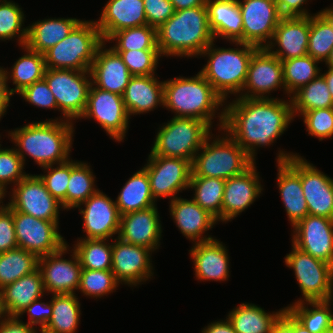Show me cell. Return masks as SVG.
Returning a JSON list of instances; mask_svg holds the SVG:
<instances>
[{"label": "cell", "instance_id": "4", "mask_svg": "<svg viewBox=\"0 0 333 333\" xmlns=\"http://www.w3.org/2000/svg\"><path fill=\"white\" fill-rule=\"evenodd\" d=\"M163 107L175 113V117L195 118L211 128L213 117L226 105L213 86L198 72L194 77H175L164 81Z\"/></svg>", "mask_w": 333, "mask_h": 333}, {"label": "cell", "instance_id": "35", "mask_svg": "<svg viewBox=\"0 0 333 333\" xmlns=\"http://www.w3.org/2000/svg\"><path fill=\"white\" fill-rule=\"evenodd\" d=\"M120 191L115 200L120 215L156 206L144 168L135 172Z\"/></svg>", "mask_w": 333, "mask_h": 333}, {"label": "cell", "instance_id": "15", "mask_svg": "<svg viewBox=\"0 0 333 333\" xmlns=\"http://www.w3.org/2000/svg\"><path fill=\"white\" fill-rule=\"evenodd\" d=\"M243 20V43L266 48L283 17L274 0H238Z\"/></svg>", "mask_w": 333, "mask_h": 333}, {"label": "cell", "instance_id": "39", "mask_svg": "<svg viewBox=\"0 0 333 333\" xmlns=\"http://www.w3.org/2000/svg\"><path fill=\"white\" fill-rule=\"evenodd\" d=\"M309 305L312 308H308ZM330 307L327 301H300L290 304L286 309L311 333H327L333 329V312Z\"/></svg>", "mask_w": 333, "mask_h": 333}, {"label": "cell", "instance_id": "41", "mask_svg": "<svg viewBox=\"0 0 333 333\" xmlns=\"http://www.w3.org/2000/svg\"><path fill=\"white\" fill-rule=\"evenodd\" d=\"M95 175L88 163L70 160V178L67 185L66 209L76 208L99 189L95 188Z\"/></svg>", "mask_w": 333, "mask_h": 333}, {"label": "cell", "instance_id": "56", "mask_svg": "<svg viewBox=\"0 0 333 333\" xmlns=\"http://www.w3.org/2000/svg\"><path fill=\"white\" fill-rule=\"evenodd\" d=\"M40 299L42 298L34 300L30 305L21 311L18 317H21L24 313H27L29 316L27 324L35 328L38 325L40 330H43L52 315V298L51 301H49L50 303L42 302Z\"/></svg>", "mask_w": 333, "mask_h": 333}, {"label": "cell", "instance_id": "34", "mask_svg": "<svg viewBox=\"0 0 333 333\" xmlns=\"http://www.w3.org/2000/svg\"><path fill=\"white\" fill-rule=\"evenodd\" d=\"M285 309L267 313L258 305L242 303L230 311L227 318L236 333H271L273 325Z\"/></svg>", "mask_w": 333, "mask_h": 333}, {"label": "cell", "instance_id": "57", "mask_svg": "<svg viewBox=\"0 0 333 333\" xmlns=\"http://www.w3.org/2000/svg\"><path fill=\"white\" fill-rule=\"evenodd\" d=\"M37 328L24 323L18 316H7L0 321V333H36Z\"/></svg>", "mask_w": 333, "mask_h": 333}, {"label": "cell", "instance_id": "29", "mask_svg": "<svg viewBox=\"0 0 333 333\" xmlns=\"http://www.w3.org/2000/svg\"><path fill=\"white\" fill-rule=\"evenodd\" d=\"M223 242L213 239L196 242L190 251L194 272L200 281H226L229 278V255Z\"/></svg>", "mask_w": 333, "mask_h": 333}, {"label": "cell", "instance_id": "37", "mask_svg": "<svg viewBox=\"0 0 333 333\" xmlns=\"http://www.w3.org/2000/svg\"><path fill=\"white\" fill-rule=\"evenodd\" d=\"M76 294H52V315L43 329L48 333H76L81 310Z\"/></svg>", "mask_w": 333, "mask_h": 333}, {"label": "cell", "instance_id": "32", "mask_svg": "<svg viewBox=\"0 0 333 333\" xmlns=\"http://www.w3.org/2000/svg\"><path fill=\"white\" fill-rule=\"evenodd\" d=\"M82 20L76 18H48L28 26L25 46L44 54L67 37Z\"/></svg>", "mask_w": 333, "mask_h": 333}, {"label": "cell", "instance_id": "63", "mask_svg": "<svg viewBox=\"0 0 333 333\" xmlns=\"http://www.w3.org/2000/svg\"><path fill=\"white\" fill-rule=\"evenodd\" d=\"M327 68H328V70L325 73H321V75L324 77V79L327 83L329 92L331 94V97L333 99V68H331V67H327Z\"/></svg>", "mask_w": 333, "mask_h": 333}, {"label": "cell", "instance_id": "5", "mask_svg": "<svg viewBox=\"0 0 333 333\" xmlns=\"http://www.w3.org/2000/svg\"><path fill=\"white\" fill-rule=\"evenodd\" d=\"M214 42L199 55L208 57L207 64L199 72L226 101L229 93L238 96L242 92L250 59L258 47L241 42H230L240 47L216 48Z\"/></svg>", "mask_w": 333, "mask_h": 333}, {"label": "cell", "instance_id": "65", "mask_svg": "<svg viewBox=\"0 0 333 333\" xmlns=\"http://www.w3.org/2000/svg\"><path fill=\"white\" fill-rule=\"evenodd\" d=\"M7 312L4 307L3 303V294H2V289H0V321L5 319L7 317Z\"/></svg>", "mask_w": 333, "mask_h": 333}, {"label": "cell", "instance_id": "68", "mask_svg": "<svg viewBox=\"0 0 333 333\" xmlns=\"http://www.w3.org/2000/svg\"><path fill=\"white\" fill-rule=\"evenodd\" d=\"M329 304H332V301H333V287L328 295V298L326 300ZM332 321H333V314H332Z\"/></svg>", "mask_w": 333, "mask_h": 333}, {"label": "cell", "instance_id": "55", "mask_svg": "<svg viewBox=\"0 0 333 333\" xmlns=\"http://www.w3.org/2000/svg\"><path fill=\"white\" fill-rule=\"evenodd\" d=\"M147 24L158 29L174 13L175 9L169 0H143Z\"/></svg>", "mask_w": 333, "mask_h": 333}, {"label": "cell", "instance_id": "24", "mask_svg": "<svg viewBox=\"0 0 333 333\" xmlns=\"http://www.w3.org/2000/svg\"><path fill=\"white\" fill-rule=\"evenodd\" d=\"M309 32L310 16L282 17L266 49L281 61L305 56Z\"/></svg>", "mask_w": 333, "mask_h": 333}, {"label": "cell", "instance_id": "30", "mask_svg": "<svg viewBox=\"0 0 333 333\" xmlns=\"http://www.w3.org/2000/svg\"><path fill=\"white\" fill-rule=\"evenodd\" d=\"M158 80L155 75L131 77L122 95L129 117L164 105V81Z\"/></svg>", "mask_w": 333, "mask_h": 333}, {"label": "cell", "instance_id": "3", "mask_svg": "<svg viewBox=\"0 0 333 333\" xmlns=\"http://www.w3.org/2000/svg\"><path fill=\"white\" fill-rule=\"evenodd\" d=\"M213 41L206 6L175 11L157 29V47L162 57H197Z\"/></svg>", "mask_w": 333, "mask_h": 333}, {"label": "cell", "instance_id": "9", "mask_svg": "<svg viewBox=\"0 0 333 333\" xmlns=\"http://www.w3.org/2000/svg\"><path fill=\"white\" fill-rule=\"evenodd\" d=\"M44 79L55 96L64 121L80 119L86 109L91 86L90 71L46 68Z\"/></svg>", "mask_w": 333, "mask_h": 333}, {"label": "cell", "instance_id": "38", "mask_svg": "<svg viewBox=\"0 0 333 333\" xmlns=\"http://www.w3.org/2000/svg\"><path fill=\"white\" fill-rule=\"evenodd\" d=\"M22 47L26 53L16 60L11 71L7 70L8 80L11 79L15 85V88L10 89L12 94H19L26 87L43 79L46 70L44 54L32 51L25 45Z\"/></svg>", "mask_w": 333, "mask_h": 333}, {"label": "cell", "instance_id": "36", "mask_svg": "<svg viewBox=\"0 0 333 333\" xmlns=\"http://www.w3.org/2000/svg\"><path fill=\"white\" fill-rule=\"evenodd\" d=\"M333 49V12L325 8L310 16L307 55L326 62Z\"/></svg>", "mask_w": 333, "mask_h": 333}, {"label": "cell", "instance_id": "51", "mask_svg": "<svg viewBox=\"0 0 333 333\" xmlns=\"http://www.w3.org/2000/svg\"><path fill=\"white\" fill-rule=\"evenodd\" d=\"M24 162L20 155L13 148L0 147V191L7 195V185L15 186L25 178L28 173L23 172Z\"/></svg>", "mask_w": 333, "mask_h": 333}, {"label": "cell", "instance_id": "17", "mask_svg": "<svg viewBox=\"0 0 333 333\" xmlns=\"http://www.w3.org/2000/svg\"><path fill=\"white\" fill-rule=\"evenodd\" d=\"M278 152L277 185L288 220L294 227L309 215L300 178V156L282 150Z\"/></svg>", "mask_w": 333, "mask_h": 333}, {"label": "cell", "instance_id": "66", "mask_svg": "<svg viewBox=\"0 0 333 333\" xmlns=\"http://www.w3.org/2000/svg\"><path fill=\"white\" fill-rule=\"evenodd\" d=\"M10 102H0V119L6 114Z\"/></svg>", "mask_w": 333, "mask_h": 333}, {"label": "cell", "instance_id": "52", "mask_svg": "<svg viewBox=\"0 0 333 333\" xmlns=\"http://www.w3.org/2000/svg\"><path fill=\"white\" fill-rule=\"evenodd\" d=\"M306 131L310 136L317 137L319 141L333 136V108H320L306 111L301 114Z\"/></svg>", "mask_w": 333, "mask_h": 333}, {"label": "cell", "instance_id": "61", "mask_svg": "<svg viewBox=\"0 0 333 333\" xmlns=\"http://www.w3.org/2000/svg\"><path fill=\"white\" fill-rule=\"evenodd\" d=\"M7 83V70L0 66V102H10V97L13 95Z\"/></svg>", "mask_w": 333, "mask_h": 333}, {"label": "cell", "instance_id": "25", "mask_svg": "<svg viewBox=\"0 0 333 333\" xmlns=\"http://www.w3.org/2000/svg\"><path fill=\"white\" fill-rule=\"evenodd\" d=\"M300 178L309 215L333 219V179L301 156Z\"/></svg>", "mask_w": 333, "mask_h": 333}, {"label": "cell", "instance_id": "13", "mask_svg": "<svg viewBox=\"0 0 333 333\" xmlns=\"http://www.w3.org/2000/svg\"><path fill=\"white\" fill-rule=\"evenodd\" d=\"M8 206L15 211L59 224L61 203L46 189L38 175L28 174L12 188Z\"/></svg>", "mask_w": 333, "mask_h": 333}, {"label": "cell", "instance_id": "54", "mask_svg": "<svg viewBox=\"0 0 333 333\" xmlns=\"http://www.w3.org/2000/svg\"><path fill=\"white\" fill-rule=\"evenodd\" d=\"M17 247L13 209L7 204H2L0 207V253Z\"/></svg>", "mask_w": 333, "mask_h": 333}, {"label": "cell", "instance_id": "22", "mask_svg": "<svg viewBox=\"0 0 333 333\" xmlns=\"http://www.w3.org/2000/svg\"><path fill=\"white\" fill-rule=\"evenodd\" d=\"M254 162L247 170L225 180L221 222H228L240 215L263 191L259 172Z\"/></svg>", "mask_w": 333, "mask_h": 333}, {"label": "cell", "instance_id": "1", "mask_svg": "<svg viewBox=\"0 0 333 333\" xmlns=\"http://www.w3.org/2000/svg\"><path fill=\"white\" fill-rule=\"evenodd\" d=\"M221 110L219 130L234 139L254 162L256 149L272 145L294 119L290 98L237 97Z\"/></svg>", "mask_w": 333, "mask_h": 333}, {"label": "cell", "instance_id": "8", "mask_svg": "<svg viewBox=\"0 0 333 333\" xmlns=\"http://www.w3.org/2000/svg\"><path fill=\"white\" fill-rule=\"evenodd\" d=\"M211 127L195 118L175 117L159 128L149 155L174 157L191 163L212 133Z\"/></svg>", "mask_w": 333, "mask_h": 333}, {"label": "cell", "instance_id": "44", "mask_svg": "<svg viewBox=\"0 0 333 333\" xmlns=\"http://www.w3.org/2000/svg\"><path fill=\"white\" fill-rule=\"evenodd\" d=\"M285 94L289 97L307 85L321 73L317 64L321 63L310 55L282 60Z\"/></svg>", "mask_w": 333, "mask_h": 333}, {"label": "cell", "instance_id": "7", "mask_svg": "<svg viewBox=\"0 0 333 333\" xmlns=\"http://www.w3.org/2000/svg\"><path fill=\"white\" fill-rule=\"evenodd\" d=\"M103 39L95 21L82 20L62 41L44 53L50 69L90 70Z\"/></svg>", "mask_w": 333, "mask_h": 333}, {"label": "cell", "instance_id": "26", "mask_svg": "<svg viewBox=\"0 0 333 333\" xmlns=\"http://www.w3.org/2000/svg\"><path fill=\"white\" fill-rule=\"evenodd\" d=\"M104 41L90 66L91 84L96 88L123 95L132 75L121 56Z\"/></svg>", "mask_w": 333, "mask_h": 333}, {"label": "cell", "instance_id": "58", "mask_svg": "<svg viewBox=\"0 0 333 333\" xmlns=\"http://www.w3.org/2000/svg\"><path fill=\"white\" fill-rule=\"evenodd\" d=\"M278 6L279 12L283 17L291 16H310L303 4L308 0H274Z\"/></svg>", "mask_w": 333, "mask_h": 333}, {"label": "cell", "instance_id": "43", "mask_svg": "<svg viewBox=\"0 0 333 333\" xmlns=\"http://www.w3.org/2000/svg\"><path fill=\"white\" fill-rule=\"evenodd\" d=\"M225 180L211 177H191L189 189H193L192 199L213 215L217 223L221 221L222 201Z\"/></svg>", "mask_w": 333, "mask_h": 333}, {"label": "cell", "instance_id": "2", "mask_svg": "<svg viewBox=\"0 0 333 333\" xmlns=\"http://www.w3.org/2000/svg\"><path fill=\"white\" fill-rule=\"evenodd\" d=\"M73 122L60 119L28 123L8 131L24 164L26 155L41 168L68 161L74 136ZM18 147V148H16Z\"/></svg>", "mask_w": 333, "mask_h": 333}, {"label": "cell", "instance_id": "14", "mask_svg": "<svg viewBox=\"0 0 333 333\" xmlns=\"http://www.w3.org/2000/svg\"><path fill=\"white\" fill-rule=\"evenodd\" d=\"M13 220L18 247L38 258L57 252L67 244L54 221L38 219L14 209Z\"/></svg>", "mask_w": 333, "mask_h": 333}, {"label": "cell", "instance_id": "60", "mask_svg": "<svg viewBox=\"0 0 333 333\" xmlns=\"http://www.w3.org/2000/svg\"><path fill=\"white\" fill-rule=\"evenodd\" d=\"M202 333H236V331L233 328V325L231 322L226 319L220 320V321H215L209 323L203 330Z\"/></svg>", "mask_w": 333, "mask_h": 333}, {"label": "cell", "instance_id": "18", "mask_svg": "<svg viewBox=\"0 0 333 333\" xmlns=\"http://www.w3.org/2000/svg\"><path fill=\"white\" fill-rule=\"evenodd\" d=\"M66 244L59 251L39 257L38 268L42 273L43 285L49 294H76L78 290L82 267L77 254L72 249L71 259L62 258L68 252Z\"/></svg>", "mask_w": 333, "mask_h": 333}, {"label": "cell", "instance_id": "53", "mask_svg": "<svg viewBox=\"0 0 333 333\" xmlns=\"http://www.w3.org/2000/svg\"><path fill=\"white\" fill-rule=\"evenodd\" d=\"M19 95L29 104L47 109H58L55 96L49 89L46 80L43 78L26 87Z\"/></svg>", "mask_w": 333, "mask_h": 333}, {"label": "cell", "instance_id": "50", "mask_svg": "<svg viewBox=\"0 0 333 333\" xmlns=\"http://www.w3.org/2000/svg\"><path fill=\"white\" fill-rule=\"evenodd\" d=\"M42 167L46 174L38 175L46 189L56 198L66 210L67 185L70 178V159L64 163Z\"/></svg>", "mask_w": 333, "mask_h": 333}, {"label": "cell", "instance_id": "42", "mask_svg": "<svg viewBox=\"0 0 333 333\" xmlns=\"http://www.w3.org/2000/svg\"><path fill=\"white\" fill-rule=\"evenodd\" d=\"M38 259L19 247L0 253V289L35 271Z\"/></svg>", "mask_w": 333, "mask_h": 333}, {"label": "cell", "instance_id": "21", "mask_svg": "<svg viewBox=\"0 0 333 333\" xmlns=\"http://www.w3.org/2000/svg\"><path fill=\"white\" fill-rule=\"evenodd\" d=\"M292 231L296 248L333 265V219L307 215Z\"/></svg>", "mask_w": 333, "mask_h": 333}, {"label": "cell", "instance_id": "12", "mask_svg": "<svg viewBox=\"0 0 333 333\" xmlns=\"http://www.w3.org/2000/svg\"><path fill=\"white\" fill-rule=\"evenodd\" d=\"M82 118H93L115 141L122 142L129 128V114L121 95L94 87L88 92V99Z\"/></svg>", "mask_w": 333, "mask_h": 333}, {"label": "cell", "instance_id": "6", "mask_svg": "<svg viewBox=\"0 0 333 333\" xmlns=\"http://www.w3.org/2000/svg\"><path fill=\"white\" fill-rule=\"evenodd\" d=\"M214 140L212 133L205 139L191 163V177H211L227 180L240 175L254 161L247 152L226 132ZM212 137V138H211ZM211 143V144H210Z\"/></svg>", "mask_w": 333, "mask_h": 333}, {"label": "cell", "instance_id": "19", "mask_svg": "<svg viewBox=\"0 0 333 333\" xmlns=\"http://www.w3.org/2000/svg\"><path fill=\"white\" fill-rule=\"evenodd\" d=\"M153 251L140 245L129 244L119 238L112 241V269L115 279L121 284L137 286L151 279Z\"/></svg>", "mask_w": 333, "mask_h": 333}, {"label": "cell", "instance_id": "33", "mask_svg": "<svg viewBox=\"0 0 333 333\" xmlns=\"http://www.w3.org/2000/svg\"><path fill=\"white\" fill-rule=\"evenodd\" d=\"M45 292L42 273L37 268L30 274L2 288L3 303L8 316H18Z\"/></svg>", "mask_w": 333, "mask_h": 333}, {"label": "cell", "instance_id": "62", "mask_svg": "<svg viewBox=\"0 0 333 333\" xmlns=\"http://www.w3.org/2000/svg\"><path fill=\"white\" fill-rule=\"evenodd\" d=\"M175 11L195 8L198 6H206V0H169Z\"/></svg>", "mask_w": 333, "mask_h": 333}, {"label": "cell", "instance_id": "67", "mask_svg": "<svg viewBox=\"0 0 333 333\" xmlns=\"http://www.w3.org/2000/svg\"><path fill=\"white\" fill-rule=\"evenodd\" d=\"M325 65H327V67L333 68V49L331 50V53L329 55V58L325 62Z\"/></svg>", "mask_w": 333, "mask_h": 333}, {"label": "cell", "instance_id": "46", "mask_svg": "<svg viewBox=\"0 0 333 333\" xmlns=\"http://www.w3.org/2000/svg\"><path fill=\"white\" fill-rule=\"evenodd\" d=\"M117 41L114 50H159L157 29L148 24L115 32L106 42Z\"/></svg>", "mask_w": 333, "mask_h": 333}, {"label": "cell", "instance_id": "23", "mask_svg": "<svg viewBox=\"0 0 333 333\" xmlns=\"http://www.w3.org/2000/svg\"><path fill=\"white\" fill-rule=\"evenodd\" d=\"M156 206L129 212L120 216L117 238L121 241L144 246L153 252L159 248L162 225Z\"/></svg>", "mask_w": 333, "mask_h": 333}, {"label": "cell", "instance_id": "59", "mask_svg": "<svg viewBox=\"0 0 333 333\" xmlns=\"http://www.w3.org/2000/svg\"><path fill=\"white\" fill-rule=\"evenodd\" d=\"M271 333H294V316L287 309L275 322Z\"/></svg>", "mask_w": 333, "mask_h": 333}, {"label": "cell", "instance_id": "70", "mask_svg": "<svg viewBox=\"0 0 333 333\" xmlns=\"http://www.w3.org/2000/svg\"><path fill=\"white\" fill-rule=\"evenodd\" d=\"M36 333H38V332H36ZM40 333H48V332H46V331H44V330H41Z\"/></svg>", "mask_w": 333, "mask_h": 333}, {"label": "cell", "instance_id": "64", "mask_svg": "<svg viewBox=\"0 0 333 333\" xmlns=\"http://www.w3.org/2000/svg\"><path fill=\"white\" fill-rule=\"evenodd\" d=\"M294 333H311L306 327L294 317Z\"/></svg>", "mask_w": 333, "mask_h": 333}, {"label": "cell", "instance_id": "48", "mask_svg": "<svg viewBox=\"0 0 333 333\" xmlns=\"http://www.w3.org/2000/svg\"><path fill=\"white\" fill-rule=\"evenodd\" d=\"M119 284L111 270L82 269L78 290L84 296L96 297L97 299L115 292Z\"/></svg>", "mask_w": 333, "mask_h": 333}, {"label": "cell", "instance_id": "45", "mask_svg": "<svg viewBox=\"0 0 333 333\" xmlns=\"http://www.w3.org/2000/svg\"><path fill=\"white\" fill-rule=\"evenodd\" d=\"M109 239H78L73 250L82 269L111 270L112 242Z\"/></svg>", "mask_w": 333, "mask_h": 333}, {"label": "cell", "instance_id": "16", "mask_svg": "<svg viewBox=\"0 0 333 333\" xmlns=\"http://www.w3.org/2000/svg\"><path fill=\"white\" fill-rule=\"evenodd\" d=\"M278 88L285 92L282 62L266 48H258L250 59L242 92L236 97L267 99L271 98L267 94Z\"/></svg>", "mask_w": 333, "mask_h": 333}, {"label": "cell", "instance_id": "11", "mask_svg": "<svg viewBox=\"0 0 333 333\" xmlns=\"http://www.w3.org/2000/svg\"><path fill=\"white\" fill-rule=\"evenodd\" d=\"M150 181L154 200L170 197L174 200L177 194L189 189L192 174L191 162L186 159L149 155L143 167Z\"/></svg>", "mask_w": 333, "mask_h": 333}, {"label": "cell", "instance_id": "69", "mask_svg": "<svg viewBox=\"0 0 333 333\" xmlns=\"http://www.w3.org/2000/svg\"><path fill=\"white\" fill-rule=\"evenodd\" d=\"M5 196L6 195L0 191V207L2 206L1 204H4L3 203V198L5 199Z\"/></svg>", "mask_w": 333, "mask_h": 333}, {"label": "cell", "instance_id": "31", "mask_svg": "<svg viewBox=\"0 0 333 333\" xmlns=\"http://www.w3.org/2000/svg\"><path fill=\"white\" fill-rule=\"evenodd\" d=\"M209 27L214 39L243 43V20L238 0H206Z\"/></svg>", "mask_w": 333, "mask_h": 333}, {"label": "cell", "instance_id": "47", "mask_svg": "<svg viewBox=\"0 0 333 333\" xmlns=\"http://www.w3.org/2000/svg\"><path fill=\"white\" fill-rule=\"evenodd\" d=\"M22 8L11 0H0V40L16 39L19 46H24L27 41L28 27L24 25ZM23 27V28H22Z\"/></svg>", "mask_w": 333, "mask_h": 333}, {"label": "cell", "instance_id": "28", "mask_svg": "<svg viewBox=\"0 0 333 333\" xmlns=\"http://www.w3.org/2000/svg\"><path fill=\"white\" fill-rule=\"evenodd\" d=\"M100 16L95 23L105 42L115 32L147 24L143 0H109Z\"/></svg>", "mask_w": 333, "mask_h": 333}, {"label": "cell", "instance_id": "10", "mask_svg": "<svg viewBox=\"0 0 333 333\" xmlns=\"http://www.w3.org/2000/svg\"><path fill=\"white\" fill-rule=\"evenodd\" d=\"M285 264L294 270L303 293L300 301H326L333 287V265L312 257L292 244V251L285 256Z\"/></svg>", "mask_w": 333, "mask_h": 333}, {"label": "cell", "instance_id": "27", "mask_svg": "<svg viewBox=\"0 0 333 333\" xmlns=\"http://www.w3.org/2000/svg\"><path fill=\"white\" fill-rule=\"evenodd\" d=\"M169 203L170 215L183 236L194 243L215 239L203 234L212 230L213 226L217 224L216 218L201 208L193 199L176 197Z\"/></svg>", "mask_w": 333, "mask_h": 333}, {"label": "cell", "instance_id": "49", "mask_svg": "<svg viewBox=\"0 0 333 333\" xmlns=\"http://www.w3.org/2000/svg\"><path fill=\"white\" fill-rule=\"evenodd\" d=\"M132 76L156 75L161 54L159 50H115Z\"/></svg>", "mask_w": 333, "mask_h": 333}, {"label": "cell", "instance_id": "20", "mask_svg": "<svg viewBox=\"0 0 333 333\" xmlns=\"http://www.w3.org/2000/svg\"><path fill=\"white\" fill-rule=\"evenodd\" d=\"M84 205L85 207H81ZM86 237L78 239H114L120 228V213L114 200L98 190L78 205Z\"/></svg>", "mask_w": 333, "mask_h": 333}, {"label": "cell", "instance_id": "40", "mask_svg": "<svg viewBox=\"0 0 333 333\" xmlns=\"http://www.w3.org/2000/svg\"><path fill=\"white\" fill-rule=\"evenodd\" d=\"M290 99L294 118L298 113L300 116L302 113L314 109L333 108V99L321 74L296 91Z\"/></svg>", "mask_w": 333, "mask_h": 333}]
</instances>
